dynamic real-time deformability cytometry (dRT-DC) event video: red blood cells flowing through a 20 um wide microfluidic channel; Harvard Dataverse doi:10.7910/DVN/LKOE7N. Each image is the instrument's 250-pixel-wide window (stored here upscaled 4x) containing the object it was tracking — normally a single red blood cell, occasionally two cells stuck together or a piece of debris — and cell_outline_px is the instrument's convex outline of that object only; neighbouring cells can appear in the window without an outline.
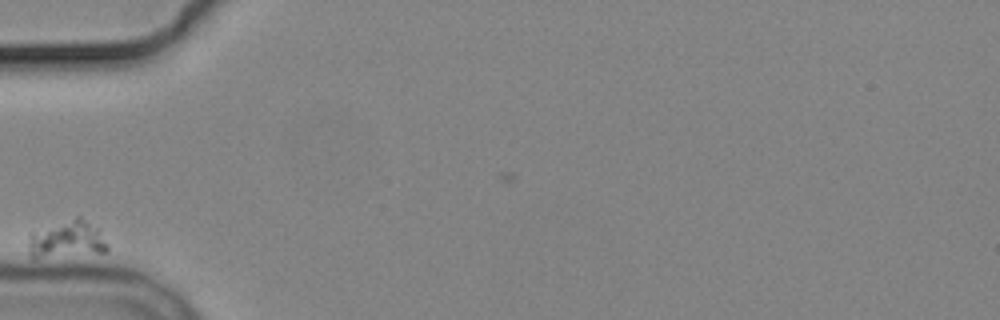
{"species": "common noctule bat (a hibernating species)", "species_latin": "Nyctalus noctula", "temperature_condition": "cold", "stored_images_in_passage": 2, "camera_frame_rate_fps": 3000, "um_per_image_px": 0.085, "animal": {"sex": "male", "body_mass_g": 19.2, "forearm_length_mm": 51.8}, "frame": {"image": 1, "passage_image": 1, "time_ms": 0.0, "image_size_px": [1000, 320], "cell_outline_px": [[108, 252], [36, 256], [32, 256], [28, 252], [28, 236], [32, 232], [76, 216], [80, 216], [100, 228], [108, 244]], "centroid_in_image_um": [5.76, 20.3], "position_along_channel_um": 79.2, "area_um2": 16.94}}